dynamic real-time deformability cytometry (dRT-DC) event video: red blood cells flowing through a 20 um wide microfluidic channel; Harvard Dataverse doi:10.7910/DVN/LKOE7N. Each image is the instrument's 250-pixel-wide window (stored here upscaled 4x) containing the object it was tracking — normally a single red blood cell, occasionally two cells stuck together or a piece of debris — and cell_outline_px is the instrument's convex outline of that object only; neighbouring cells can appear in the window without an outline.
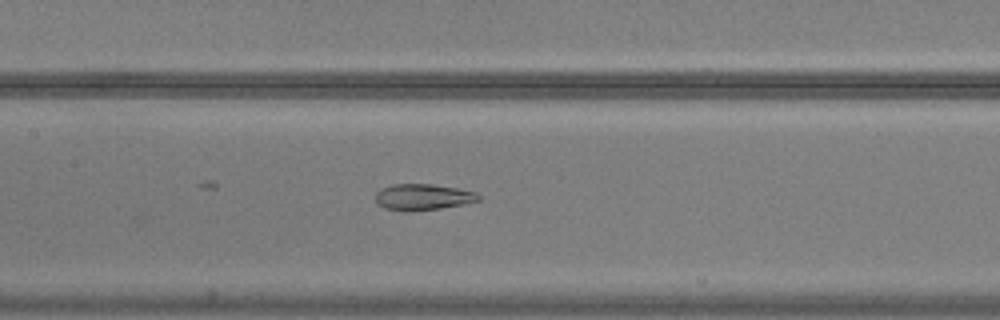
{"species": "common noctule bat (a hibernating species)", "species_latin": "Nyctalus noctula", "temperature_condition": "warm", "stored_images_in_passage": 28, "camera_frame_rate_fps": 3000, "um_per_image_px": 0.085, "animal": {"sex": "male", "body_mass_g": 20.5, "forearm_length_mm": 52.5}, "frame": {"image": 1, "passage_image": 9, "time_ms": 2.667, "image_size_px": [1000, 320], "cell_outline_px": [[480, 200], [464, 204], [440, 208], [384, 208], [376, 200], [376, 192], [380, 188], [392, 184], [432, 184], [456, 188], [476, 192], [480, 196]], "centroid_in_image_um": [35.99, 16.69], "position_along_channel_um": 171.4, "area_um2": 14.91}}
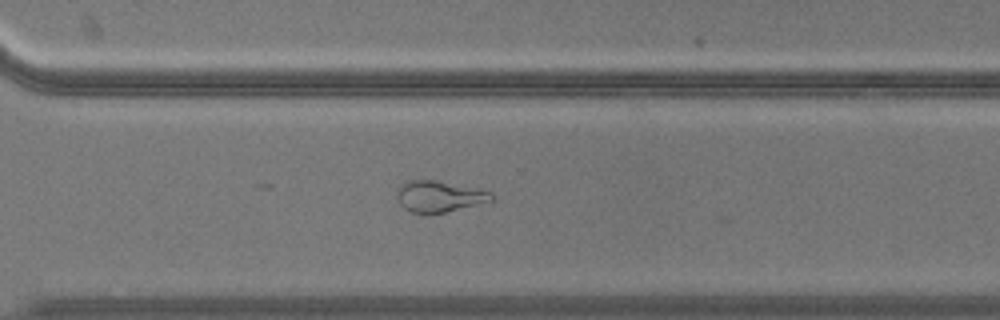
{"frame": {"image": 2, "passage_image": 22, "time_ms": 7.0, "image_size_px": [1000, 320], "cell_outline_px": [[496, 196], [492, 200], [444, 212], [412, 212], [404, 208], [400, 204], [396, 196], [396, 188], [404, 180], [432, 180], [492, 192]], "centroid_in_image_um": [37.26, 16.67], "position_along_channel_um": 333.3, "area_um2": 16.76}}
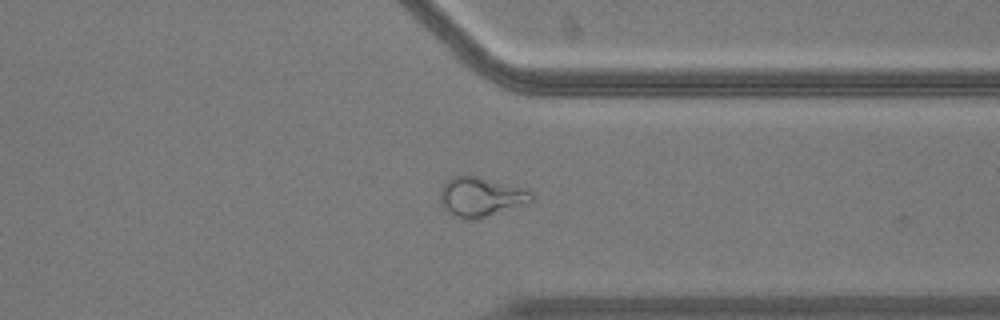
{"frame": {"image": 3, "passage_image": 25, "time_ms": 8.0, "image_size_px": [1000, 320], "cell_outline_px": [[532, 200], [528, 204], [476, 220], [460, 220], [452, 216], [440, 204], [440, 192], [444, 184], [452, 176], [480, 176], [532, 192]], "centroid_in_image_um": [40.83, 16.78], "position_along_channel_um": 370.6, "area_um2": 21.15}}